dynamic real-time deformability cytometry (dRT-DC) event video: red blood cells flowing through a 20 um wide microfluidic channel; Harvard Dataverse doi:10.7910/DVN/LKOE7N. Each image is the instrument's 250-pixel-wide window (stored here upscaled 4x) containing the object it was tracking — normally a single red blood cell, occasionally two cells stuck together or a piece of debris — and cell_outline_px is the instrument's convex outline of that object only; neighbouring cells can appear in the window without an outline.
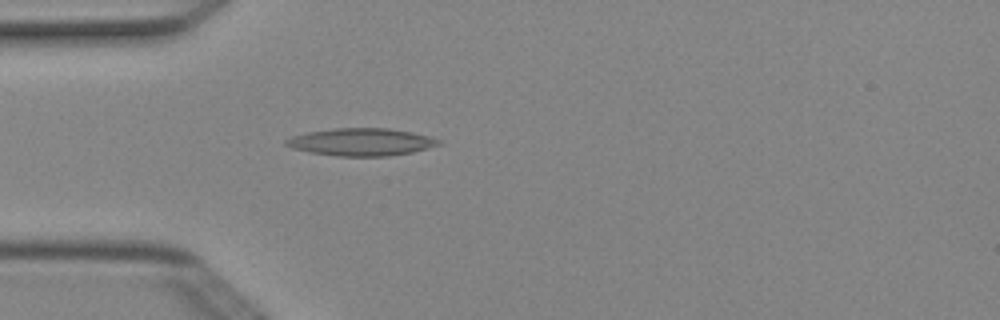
{"species": "Egyptian fruit bat (a non-hibernating species)", "species_latin": "Rousettus aegyptiacus", "temperature_condition": "cold", "stored_images_in_passage": 4, "camera_frame_rate_fps": 3000, "um_per_image_px": 0.085, "animal": {"sex": "female"}, "frame": {"image": 1, "passage_image": 4, "time_ms": 1.0, "image_size_px": [1000, 320], "cell_outline_px": [[440, 144], [428, 148], [412, 152], [388, 156], [336, 156], [308, 152], [292, 148], [284, 144], [284, 140], [292, 136], [308, 132], [336, 128], [388, 128], [412, 132], [428, 136], [440, 140]], "centroid_in_image_um": [30.68, 12.07], "position_along_channel_um": 54.3, "area_um2": 24.39}}